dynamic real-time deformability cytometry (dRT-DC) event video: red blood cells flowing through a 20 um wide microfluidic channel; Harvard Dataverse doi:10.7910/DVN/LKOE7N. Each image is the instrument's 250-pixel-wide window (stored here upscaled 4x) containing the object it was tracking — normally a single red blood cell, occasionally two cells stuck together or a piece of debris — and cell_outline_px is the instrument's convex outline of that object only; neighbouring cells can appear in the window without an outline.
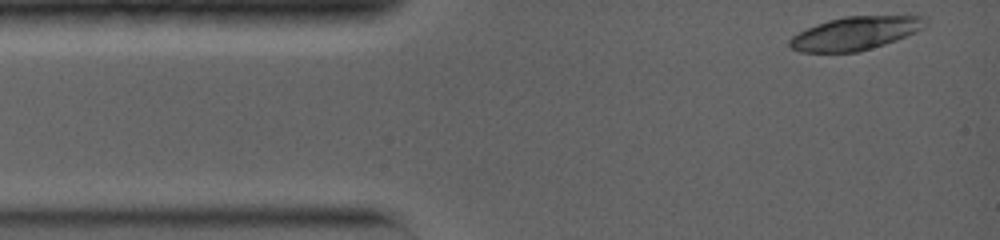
{"species": "common noctule bat (a hibernating species)", "species_latin": "Nyctalus noctula", "temperature_condition": "warm", "stored_images_in_passage": 13, "camera_frame_rate_fps": 5000, "um_per_image_px": 0.085, "animal": {"sex": "female", "body_mass_g": 19.0, "forearm_length_mm": 56.7}, "frame": {"image": 1, "passage_image": 1, "time_ms": 0.0, "image_size_px": [1000, 240], "cell_outline_px": [[928, 24], [924, 28], [916, 32], [896, 40], [884, 44], [856, 52], [800, 52], [792, 48], [788, 44], [788, 40], [792, 36], [816, 24], [828, 20], [844, 16], [928, 16]], "centroid_in_image_um": [72.73, 2.82], "position_along_channel_um": 12.3, "area_um2": 26.3}}